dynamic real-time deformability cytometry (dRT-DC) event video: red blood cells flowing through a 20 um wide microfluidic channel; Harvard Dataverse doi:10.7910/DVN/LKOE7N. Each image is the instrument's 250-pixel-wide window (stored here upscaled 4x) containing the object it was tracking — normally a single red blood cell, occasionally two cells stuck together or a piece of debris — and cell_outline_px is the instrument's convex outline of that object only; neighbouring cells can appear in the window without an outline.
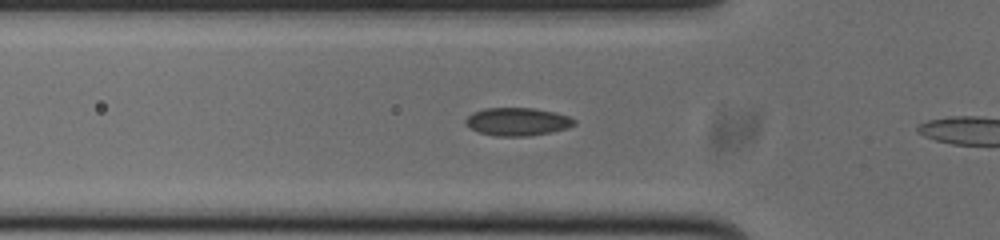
{"species": "common noctule bat (a hibernating species)", "species_latin": "Nyctalus noctula", "temperature_condition": "cold", "stored_images_in_passage": 8, "camera_frame_rate_fps": 3000, "um_per_image_px": 0.085, "animal": {"sex": "male", "body_mass_g": 20.0, "forearm_length_mm": 53.3}, "frame": {"image": 1, "passage_image": 7, "time_ms": 2.0, "image_size_px": [1000, 240], "cell_outline_px": [[576, 124], [568, 128], [552, 132], [528, 136], [496, 136], [480, 132], [464, 124], [464, 120], [472, 112], [484, 108], [532, 108], [556, 112], [568, 116], [576, 120]], "centroid_in_image_um": [43.99, 10.34], "position_along_channel_um": 81.8, "area_um2": 17.8}}